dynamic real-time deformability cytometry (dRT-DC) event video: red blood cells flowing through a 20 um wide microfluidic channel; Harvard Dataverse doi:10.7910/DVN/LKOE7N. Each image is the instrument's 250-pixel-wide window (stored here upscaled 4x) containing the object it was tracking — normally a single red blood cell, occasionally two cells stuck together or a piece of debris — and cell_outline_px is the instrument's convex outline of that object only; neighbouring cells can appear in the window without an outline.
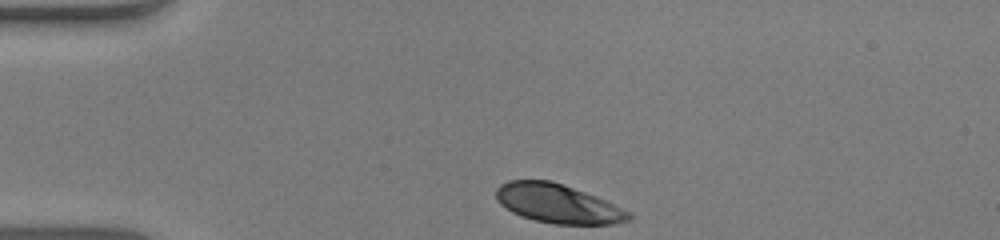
{"species": "human", "species_latin": "Homo sapiens", "temperature_condition": "warm", "stored_images_in_passage": 32, "camera_frame_rate_fps": 3000, "um_per_image_px": 0.085, "donor": {"sex": "male"}, "frame": {"image": 1, "passage_image": 1, "time_ms": 0.0, "image_size_px": [1000, 240], "cell_outline_px": [[632, 220], [612, 224], [552, 224], [520, 216], [512, 212], [500, 204], [496, 200], [496, 188], [500, 184], [508, 180], [552, 180], [564, 184], [596, 196], [628, 212], [632, 216]], "centroid_in_image_um": [47.37, 17.3], "position_along_channel_um": 37.6, "area_um2": 30.11}}
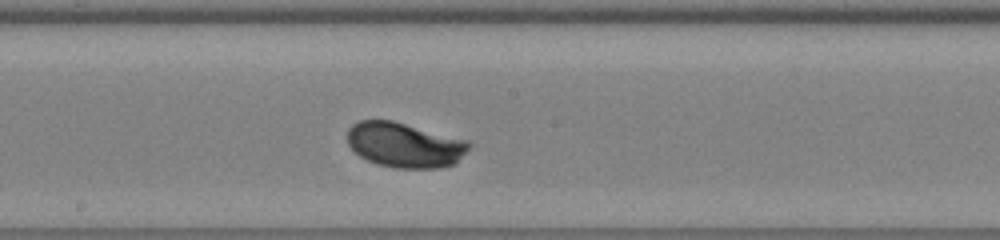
{"frame": {"image": 2, "passage_image": 18, "time_ms": 5.667, "image_size_px": [1000, 240], "cell_outline_px": [[472, 144], [456, 164], [440, 168], [396, 168], [376, 164], [360, 156], [348, 144], [348, 128], [352, 124], [360, 120], [392, 120], [468, 140]], "centroid_in_image_um": [34.41, 12.32], "position_along_channel_um": 213.8, "area_um2": 31.96}}
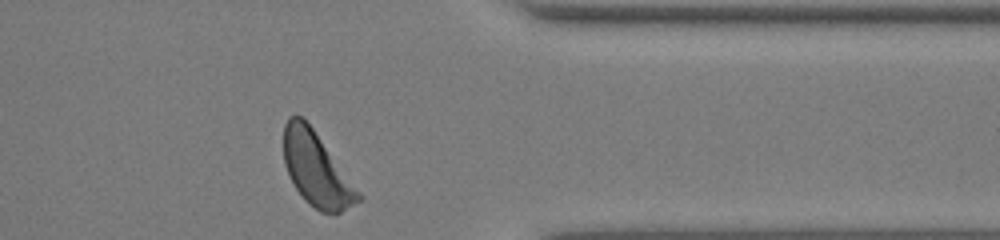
{"frame": {"image": 3, "passage_image": 32, "time_ms": 10.333, "image_size_px": [1000, 240], "cell_outline_px": [[364, 200], [340, 212], [320, 212], [308, 204], [304, 200], [296, 188], [284, 164], [284, 124], [288, 116], [300, 116], [312, 128], [364, 196]], "centroid_in_image_um": [26.92, 14.43], "position_along_channel_um": 384.5, "area_um2": 31.73}, "authors_computed_cell_mechanics": {"area_um2": 31.6455, "velocity_mm_per_s": 3.888, "shape_relaxation_time_tau1_ms": 2.1538, "shape_relaxation_time_tau2_ms": null, "deformation_change_tau1": 0.1508, "deformation_change_tau2": null}}